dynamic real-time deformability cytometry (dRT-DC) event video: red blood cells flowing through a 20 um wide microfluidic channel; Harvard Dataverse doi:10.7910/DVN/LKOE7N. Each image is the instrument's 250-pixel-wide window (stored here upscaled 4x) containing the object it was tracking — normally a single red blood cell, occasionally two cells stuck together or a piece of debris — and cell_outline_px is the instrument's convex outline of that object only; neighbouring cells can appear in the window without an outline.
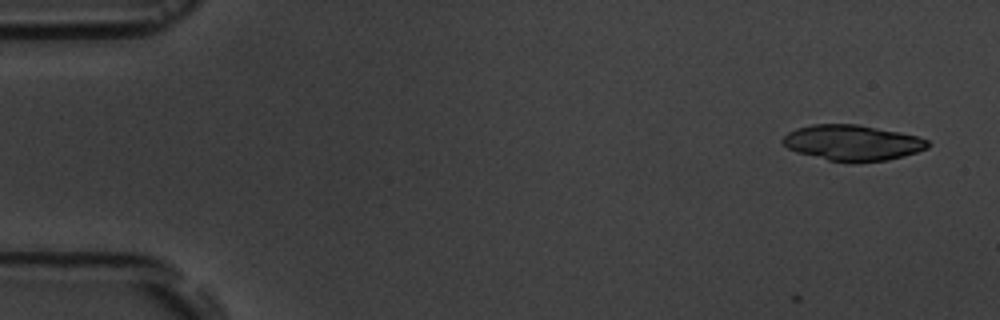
{"species": "common noctule bat (a hibernating species)", "species_latin": "Nyctalus noctula", "temperature_condition": "room temperature", "stored_images_in_passage": 4, "camera_frame_rate_fps": 3000, "um_per_image_px": 0.085, "animal": {"sex": "male", "body_mass_g": 19.5, "forearm_length_mm": 54.6}, "frame": {"image": 1, "passage_image": 1, "time_ms": 0.0, "image_size_px": [1000, 320], "cell_outline_px": [[932, 144], [928, 148], [904, 156], [888, 160], [852, 164], [848, 164], [828, 160], [796, 152], [788, 148], [780, 140], [788, 132], [796, 128], [812, 124], [856, 124], [900, 132], [916, 136], [928, 140]], "centroid_in_image_um": [72.46, 12.15], "position_along_channel_um": 12.5, "area_um2": 30.58}}